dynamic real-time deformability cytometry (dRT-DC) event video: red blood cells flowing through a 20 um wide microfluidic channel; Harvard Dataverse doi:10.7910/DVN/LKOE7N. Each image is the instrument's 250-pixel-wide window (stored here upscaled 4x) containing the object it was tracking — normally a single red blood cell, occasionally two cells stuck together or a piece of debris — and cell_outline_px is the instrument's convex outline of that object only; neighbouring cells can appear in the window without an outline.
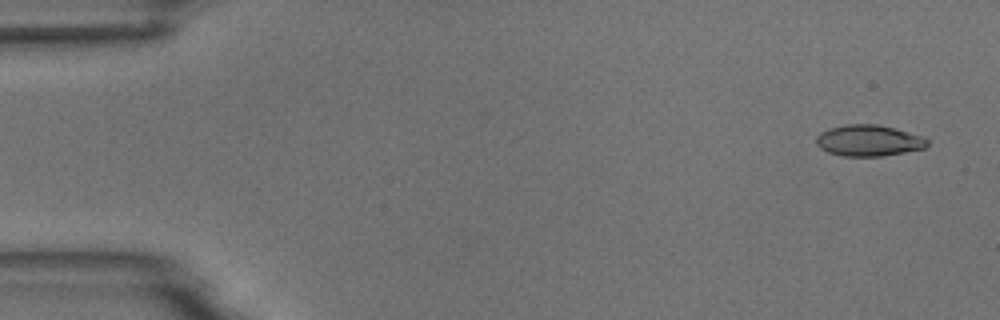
{"species": "common noctule bat (a hibernating species)", "species_latin": "Nyctalus noctula", "temperature_condition": "room temperature", "stored_images_in_passage": 4, "camera_frame_rate_fps": 3000, "um_per_image_px": 0.085, "animal": {"sex": "male", "body_mass_g": 18.8}, "frame": {"image": 1, "passage_image": 1, "time_ms": 0.0, "image_size_px": [1000, 320], "cell_outline_px": [[928, 144], [924, 148], [904, 152], [880, 156], [844, 156], [828, 152], [820, 148], [816, 144], [816, 136], [820, 132], [828, 128], [844, 124], [876, 124], [924, 136], [928, 140]], "centroid_in_image_um": [73.8, 11.94], "position_along_channel_um": 11.2, "area_um2": 20.17}}
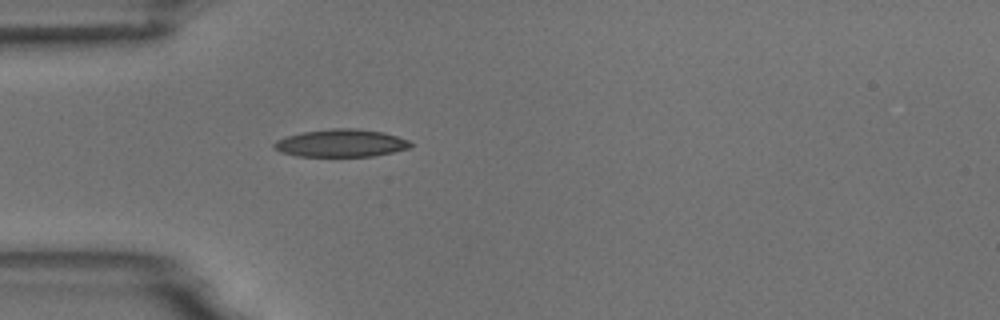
{"frame": {"image": 2, "passage_image": 4, "time_ms": 4.333, "image_size_px": [1000, 320], "cell_outline_px": [[412, 144], [408, 148], [392, 152], [372, 156], [296, 156], [280, 152], [272, 144], [276, 140], [300, 132], [332, 128], [356, 128], [384, 132], [408, 140]], "centroid_in_image_um": [28.96, 12.16], "position_along_channel_um": 56.0, "area_um2": 21.91}}